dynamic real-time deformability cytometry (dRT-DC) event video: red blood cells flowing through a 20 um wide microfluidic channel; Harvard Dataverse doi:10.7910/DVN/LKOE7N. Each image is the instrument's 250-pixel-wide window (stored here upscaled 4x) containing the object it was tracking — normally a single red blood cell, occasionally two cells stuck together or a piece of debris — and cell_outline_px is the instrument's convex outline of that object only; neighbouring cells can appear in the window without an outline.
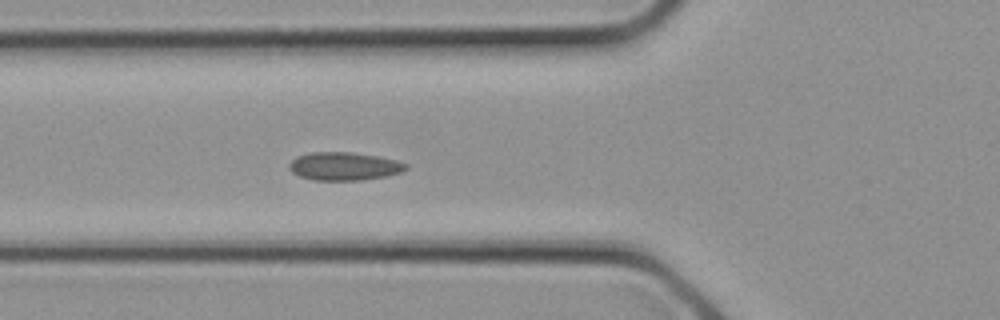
{"species": "common noctule bat (a hibernating species)", "species_latin": "Nyctalus noctula", "temperature_condition": "cold", "stored_images_in_passage": 10, "camera_frame_rate_fps": 3000, "um_per_image_px": 0.085, "animal": {"sex": "female", "body_mass_g": 21.9}, "frame": {"image": 1, "passage_image": 10, "time_ms": 3.0, "image_size_px": [1000, 320], "cell_outline_px": [[408, 168], [404, 172], [388, 176], [360, 180], [312, 180], [300, 176], [292, 172], [288, 168], [288, 164], [296, 156], [308, 152], [352, 152], [380, 156], [396, 160], [408, 164]], "centroid_in_image_um": [29.27, 14.12], "position_along_channel_um": 96.5, "area_um2": 19.48}}